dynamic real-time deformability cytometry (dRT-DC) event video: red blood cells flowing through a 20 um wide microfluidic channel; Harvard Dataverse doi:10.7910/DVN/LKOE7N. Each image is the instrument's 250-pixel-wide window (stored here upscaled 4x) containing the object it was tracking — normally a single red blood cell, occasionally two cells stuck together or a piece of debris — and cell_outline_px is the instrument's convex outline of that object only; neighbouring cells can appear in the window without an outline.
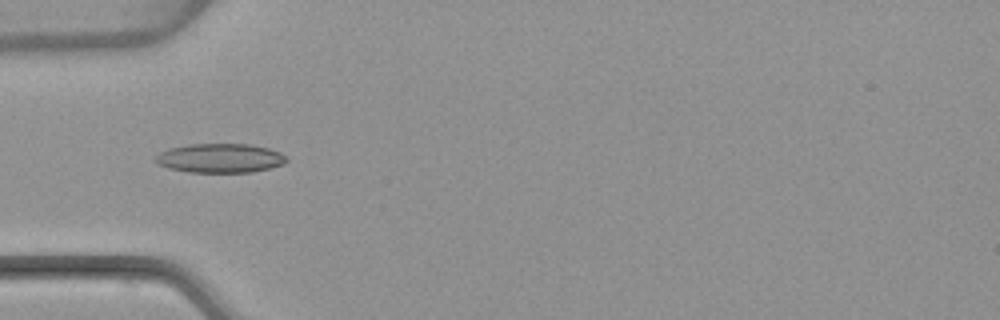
{"species": "common noctule bat (a hibernating species)", "species_latin": "Nyctalus noctula", "temperature_condition": "warm", "stored_images_in_passage": 51, "camera_frame_rate_fps": 3000, "um_per_image_px": 0.085, "animal": {"sex": "female", "body_mass_g": 22.7, "forearm_length_mm": 54.2}, "frame": {"image": 1, "passage_image": 16, "time_ms": 5.0, "image_size_px": [1000, 320], "cell_outline_px": [[288, 160], [284, 164], [252, 172], [188, 172], [168, 168], [160, 164], [156, 160], [156, 156], [160, 152], [168, 148], [188, 144], [252, 144], [268, 148], [280, 152]], "centroid_in_image_um": [18.71, 13.43], "position_along_channel_um": 66.3, "area_um2": 22.2}}
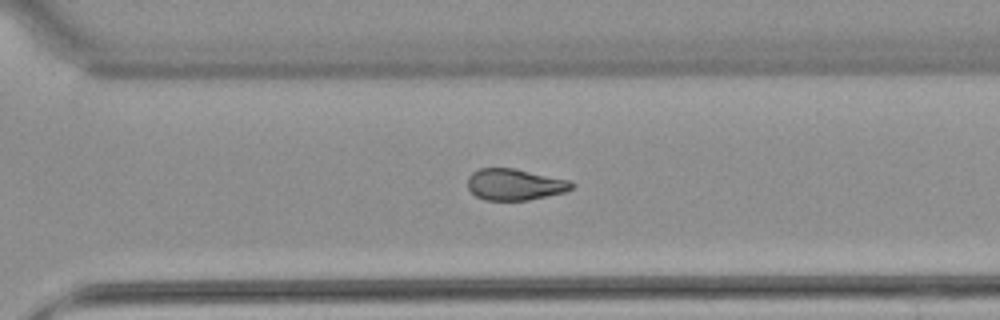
{"frame": {"image": 2, "passage_image": 36, "time_ms": 11.667, "image_size_px": [1000, 320], "cell_outline_px": [[576, 184], [572, 188], [564, 192], [528, 200], [484, 200], [476, 196], [468, 188], [468, 176], [472, 172], [480, 168], [512, 168], [572, 180]], "centroid_in_image_um": [43.77, 15.68], "position_along_channel_um": 326.8, "area_um2": 19.07}}
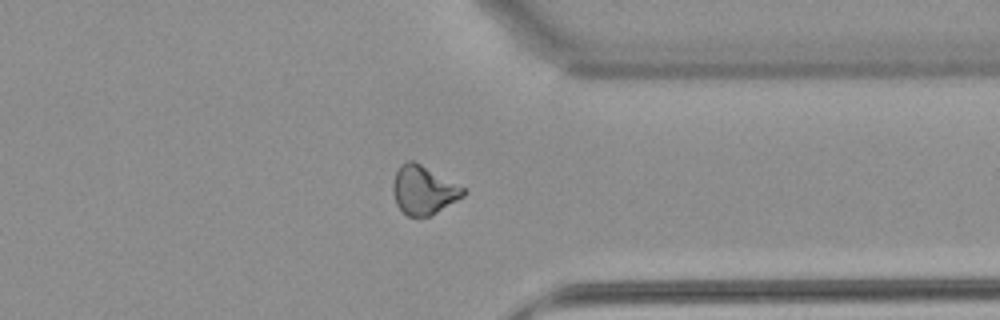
{"frame": {"image": 3, "passage_image": 40, "time_ms": 13.0, "image_size_px": [1000, 320], "cell_outline_px": [[468, 192], [464, 196], [436, 212], [428, 216], [408, 216], [396, 204], [392, 192], [392, 184], [396, 172], [400, 164], [408, 160], [412, 160], [468, 188]], "centroid_in_image_um": [36.02, 16.14], "position_along_channel_um": 375.4, "area_um2": 20.0}, "authors_computed_cell_mechanics": {"area_um2": 20.2878, "velocity_mm_per_s": 3.919, "shape_relaxation_time_tau1_ms": null, "shape_relaxation_time_tau2_ms": 5.1868, "deformation_change_tau1": null, "deformation_change_tau2": 0.1211}}